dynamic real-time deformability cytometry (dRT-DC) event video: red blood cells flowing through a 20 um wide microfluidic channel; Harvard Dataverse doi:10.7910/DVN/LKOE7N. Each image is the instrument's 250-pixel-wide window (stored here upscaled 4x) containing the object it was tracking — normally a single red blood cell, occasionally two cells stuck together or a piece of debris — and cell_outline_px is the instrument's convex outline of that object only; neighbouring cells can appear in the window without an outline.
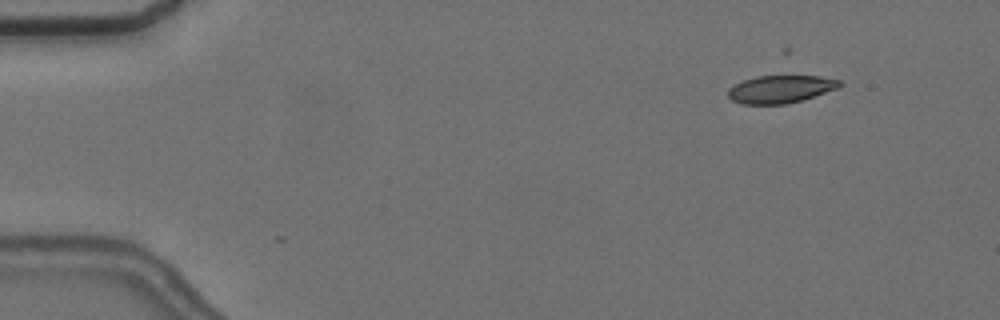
{"species": "common noctule bat (a hibernating species)", "species_latin": "Nyctalus noctula", "temperature_condition": "cold", "stored_images_in_passage": 2, "camera_frame_rate_fps": 3000, "um_per_image_px": 0.085, "animal": {"sex": "female", "body_mass_g": 24.6, "forearm_length_mm": 56.2}, "frame": {"image": 1, "passage_image": 2, "time_ms": 0.333, "image_size_px": [1000, 320], "cell_outline_px": [[844, 84], [840, 88], [800, 100], [784, 104], [740, 104], [732, 100], [728, 96], [728, 88], [744, 80], [756, 76], [820, 76], [840, 80]], "centroid_in_image_um": [66.36, 7.57], "position_along_channel_um": 18.6, "area_um2": 17.98}}